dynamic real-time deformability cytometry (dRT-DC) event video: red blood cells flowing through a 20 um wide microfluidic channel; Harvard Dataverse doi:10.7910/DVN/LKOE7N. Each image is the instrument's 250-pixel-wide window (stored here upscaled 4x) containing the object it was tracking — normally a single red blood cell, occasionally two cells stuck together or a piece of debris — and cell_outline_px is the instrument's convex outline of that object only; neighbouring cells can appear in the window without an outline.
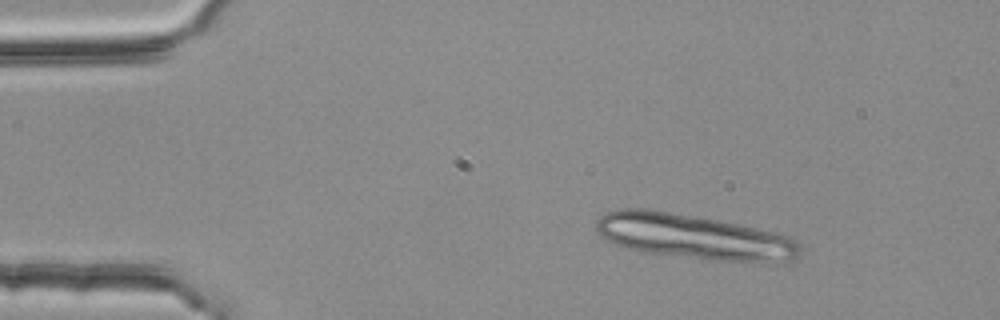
{"species": "common noctule bat (a hibernating species)", "species_latin": "Nyctalus noctula", "temperature_condition": "room temperature", "stored_images_in_passage": 4, "camera_frame_rate_fps": 3000, "um_per_image_px": 0.085, "animal": {"sex": "female", "body_mass_g": 25.1}, "frame": {"image": 1, "passage_image": 1, "time_ms": 0.0, "image_size_px": [1000, 320], "cell_outline_px": [[800, 256], [796, 260], [784, 264], [772, 264], [712, 260], [644, 252], [628, 248], [604, 240], [600, 236], [596, 228], [596, 220], [600, 216], [608, 212], [620, 208], [644, 208], [720, 220], [756, 228], [788, 236], [796, 240], [800, 244]], "centroid_in_image_um": [59.06, 20.15], "position_along_channel_um": 25.9, "area_um2": 54.1}}